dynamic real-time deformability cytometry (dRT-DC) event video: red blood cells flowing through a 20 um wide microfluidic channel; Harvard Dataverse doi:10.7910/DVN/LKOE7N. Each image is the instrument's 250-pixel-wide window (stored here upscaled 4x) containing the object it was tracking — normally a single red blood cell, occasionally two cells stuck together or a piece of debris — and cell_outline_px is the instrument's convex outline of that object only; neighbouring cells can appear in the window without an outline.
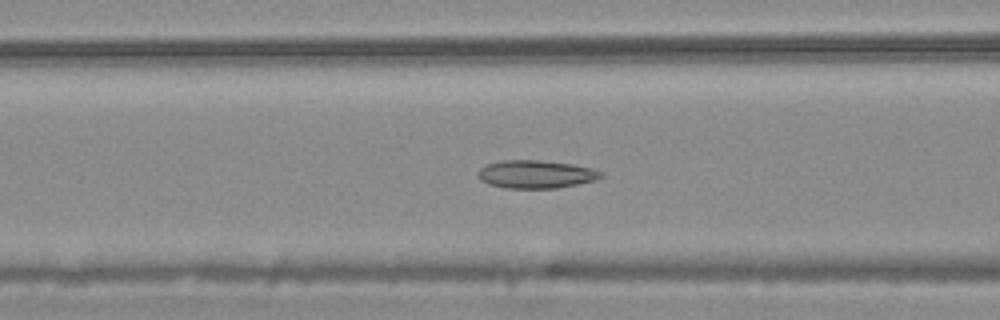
{"species": "common noctule bat (a hibernating species)", "species_latin": "Nyctalus noctula", "temperature_condition": "warm", "stored_images_in_passage": 34, "camera_frame_rate_fps": 3000, "um_per_image_px": 0.085, "animal": {"sex": "male", "body_mass_g": 20.4}, "frame": {"image": 1, "passage_image": 13, "time_ms": 4.0, "image_size_px": [1000, 320], "cell_outline_px": [[604, 176], [596, 180], [556, 188], [504, 188], [488, 184], [480, 180], [480, 168], [488, 164], [504, 160], [536, 160], [572, 164], [592, 168], [604, 172]], "centroid_in_image_um": [45.59, 14.81], "position_along_channel_um": 121.0, "area_um2": 19.94}}
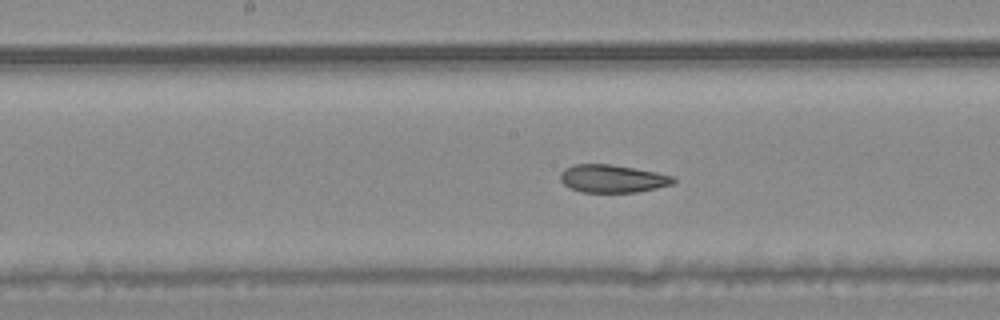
{"frame": {"image": 2, "passage_image": 19, "time_ms": 6.0, "image_size_px": [1000, 320], "cell_outline_px": [[676, 180], [672, 184], [656, 188], [636, 192], [580, 192], [564, 184], [560, 180], [560, 172], [564, 168], [576, 164], [608, 164], [656, 172], [676, 176]], "centroid_in_image_um": [52.06, 15.18], "position_along_channel_um": 196.1, "area_um2": 18.26}}
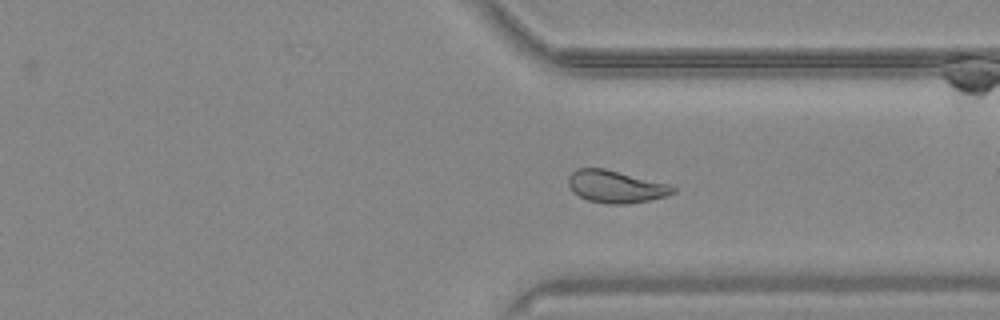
{"frame": {"image": 3, "passage_image": 32, "time_ms": 10.333, "image_size_px": [1000, 320], "cell_outline_px": [[676, 192], [664, 196], [648, 200], [624, 204], [608, 204], [588, 200], [572, 192], [568, 184], [568, 176], [576, 168], [604, 168], [668, 184], [676, 188]], "centroid_in_image_um": [52.3, 15.86], "position_along_channel_um": 359.1, "area_um2": 19.54}}